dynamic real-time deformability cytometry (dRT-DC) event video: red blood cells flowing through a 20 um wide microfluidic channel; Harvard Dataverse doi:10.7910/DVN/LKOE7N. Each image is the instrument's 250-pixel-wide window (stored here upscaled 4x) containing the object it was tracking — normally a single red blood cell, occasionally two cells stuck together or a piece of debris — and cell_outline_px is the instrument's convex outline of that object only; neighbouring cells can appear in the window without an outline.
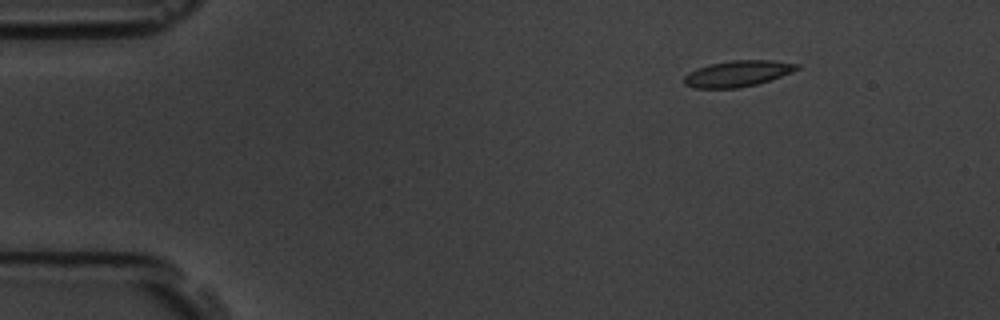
{"species": "common noctule bat (a hibernating species)", "species_latin": "Nyctalus noctula", "temperature_condition": "room temperature", "stored_images_in_passage": 11, "camera_frame_rate_fps": 3000, "um_per_image_px": 0.085, "animal": {"sex": "male", "body_mass_g": 19.5, "forearm_length_mm": 54.6}, "frame": {"image": 1, "passage_image": 1, "time_ms": 0.0, "image_size_px": [1000, 320], "cell_outline_px": [[800, 68], [792, 72], [756, 84], [736, 88], [692, 88], [684, 84], [684, 76], [688, 72], [696, 68], [708, 64], [732, 60], [772, 60], [800, 64]], "centroid_in_image_um": [62.66, 6.25], "position_along_channel_um": 22.3, "area_um2": 17.17}}
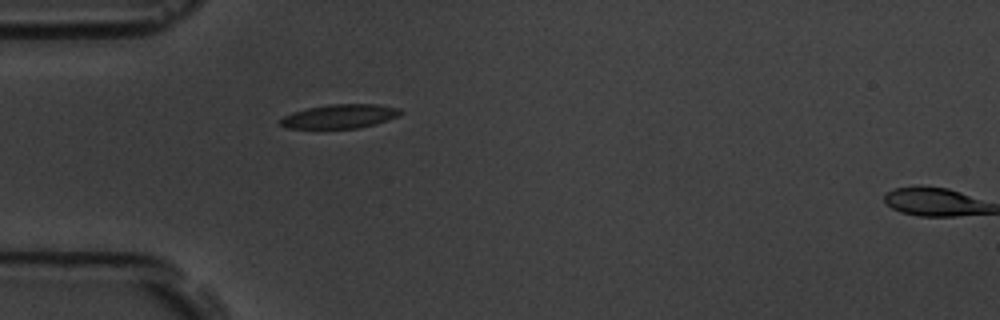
{"frame": {"image": 2, "passage_image": 10, "time_ms": 3.0, "image_size_px": [1000, 320], "cell_outline_px": [[404, 112], [400, 116], [376, 124], [360, 128], [288, 128], [280, 124], [280, 120], [284, 116], [292, 112], [308, 108], [328, 104], [376, 104], [400, 108]], "centroid_in_image_um": [28.94, 9.88], "position_along_channel_um": 56.1, "area_um2": 16.88}}